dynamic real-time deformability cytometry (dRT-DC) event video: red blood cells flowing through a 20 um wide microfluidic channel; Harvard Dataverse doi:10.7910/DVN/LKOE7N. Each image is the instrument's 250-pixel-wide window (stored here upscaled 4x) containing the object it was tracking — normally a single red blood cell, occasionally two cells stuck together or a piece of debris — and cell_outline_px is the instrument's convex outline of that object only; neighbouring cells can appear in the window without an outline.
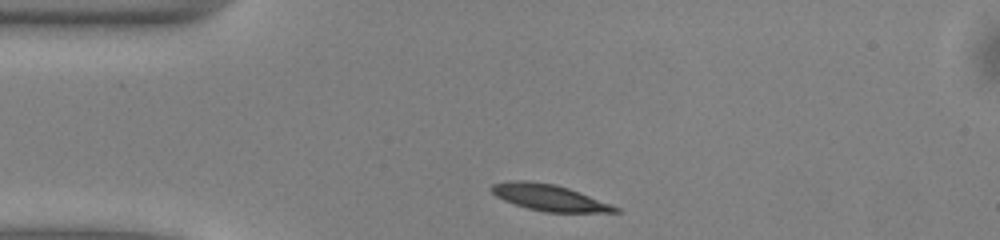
{"species": "common noctule bat (a hibernating species)", "species_latin": "Nyctalus noctula", "temperature_condition": "warm", "stored_images_in_passage": 40, "camera_frame_rate_fps": 3000, "um_per_image_px": 0.085, "animal": {"sex": "male", "body_mass_g": 13.0, "forearm_length_mm": 53.1}, "frame": {"image": 1, "passage_image": 1, "time_ms": 0.0, "image_size_px": [1000, 240], "cell_outline_px": [[620, 212], [544, 212], [528, 208], [504, 200], [496, 196], [488, 188], [492, 184], [512, 180], [528, 180], [556, 184], [568, 188], [620, 208]], "centroid_in_image_um": [46.63, 16.78], "position_along_channel_um": 38.4, "area_um2": 18.79}}
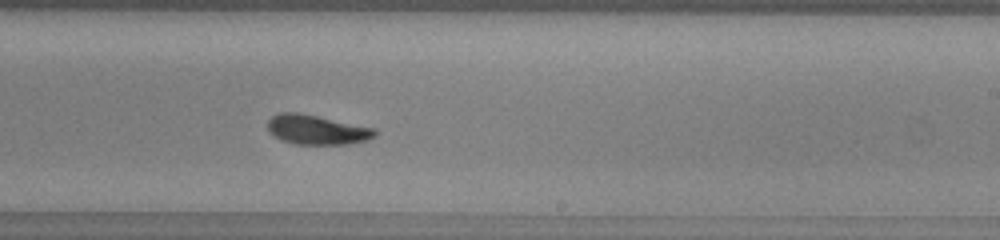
{"frame": {"image": 2, "passage_image": 20, "time_ms": 6.333, "image_size_px": [1000, 240], "cell_outline_px": [[376, 136], [368, 140], [348, 144], [296, 144], [280, 140], [272, 136], [268, 132], [268, 120], [272, 116], [280, 112], [296, 112], [376, 128]], "centroid_in_image_um": [26.91, 11.03], "position_along_channel_um": 262.1, "area_um2": 18.55}}
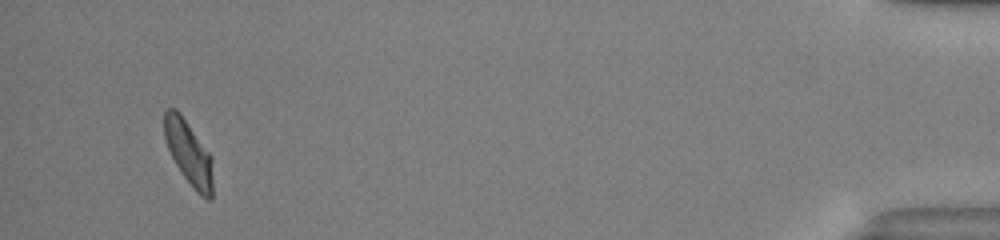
{"frame": {"image": 3, "passage_image": 38, "time_ms": 12.333, "image_size_px": [1000, 240], "cell_outline_px": [[212, 200], [208, 200], [200, 196], [192, 188], [176, 164], [164, 140], [164, 112], [168, 108], [176, 108], [180, 112], [212, 156]], "centroid_in_image_um": [16.04, 12.99], "position_along_channel_um": 419.2, "area_um2": 18.26}, "authors_computed_cell_mechanics": {"area_um2": 18.785, "velocity_mm_per_s": 4.0033, "shape_relaxation_time_tau1_ms": 2.3257, "shape_relaxation_time_tau2_ms": 1.8505, "deformation_change_tau1": 0.127, "deformation_change_tau2": 0.0849}}